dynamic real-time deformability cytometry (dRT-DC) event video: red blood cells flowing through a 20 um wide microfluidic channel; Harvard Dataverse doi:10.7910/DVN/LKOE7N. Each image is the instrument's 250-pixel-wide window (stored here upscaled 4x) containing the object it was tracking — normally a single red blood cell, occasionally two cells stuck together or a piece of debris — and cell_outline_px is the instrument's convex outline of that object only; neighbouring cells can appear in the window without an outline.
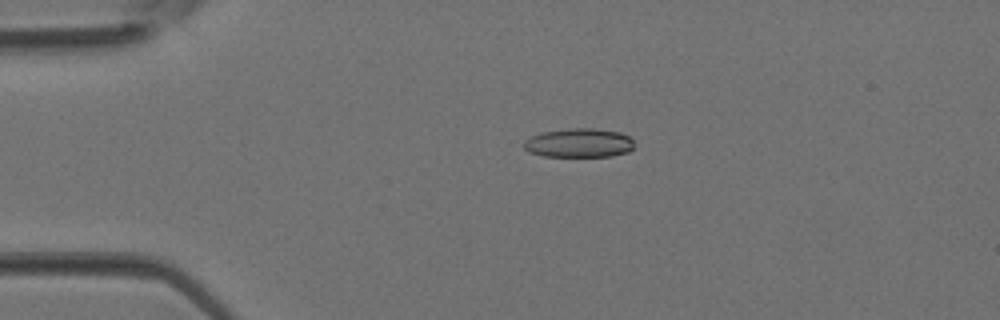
{"species": "Egyptian fruit bat (a non-hibernating species)", "species_latin": "Rousettus aegyptiacus", "temperature_condition": "room temperature", "stored_images_in_passage": 5, "camera_frame_rate_fps": 3000, "um_per_image_px": 0.085, "animal": {"sex": "female"}, "frame": {"image": 1, "passage_image": 3, "time_ms": 0.667, "image_size_px": [1000, 320], "cell_outline_px": [[632, 148], [628, 152], [612, 156], [544, 156], [528, 152], [524, 148], [524, 140], [528, 136], [540, 132], [568, 128], [592, 128], [620, 132], [628, 136], [632, 140]], "centroid_in_image_um": [49.15, 12.14], "position_along_channel_um": 35.8, "area_um2": 18.79}}
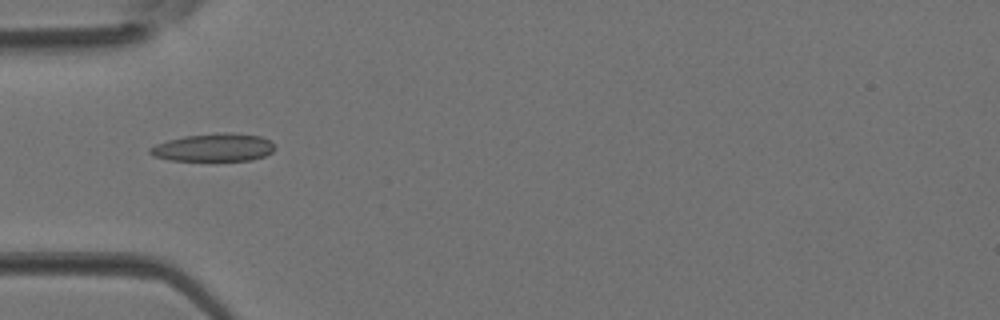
{"frame": {"image": 2, "passage_image": 4, "time_ms": 1.0, "image_size_px": [1000, 320], "cell_outline_px": [[276, 148], [272, 152], [264, 156], [252, 160], [172, 160], [156, 156], [148, 152], [148, 148], [156, 144], [168, 140], [184, 136], [220, 132], [232, 132], [260, 136], [272, 140], [276, 144]], "centroid_in_image_um": [18.23, 12.52], "position_along_channel_um": 66.8, "area_um2": 20.4}}
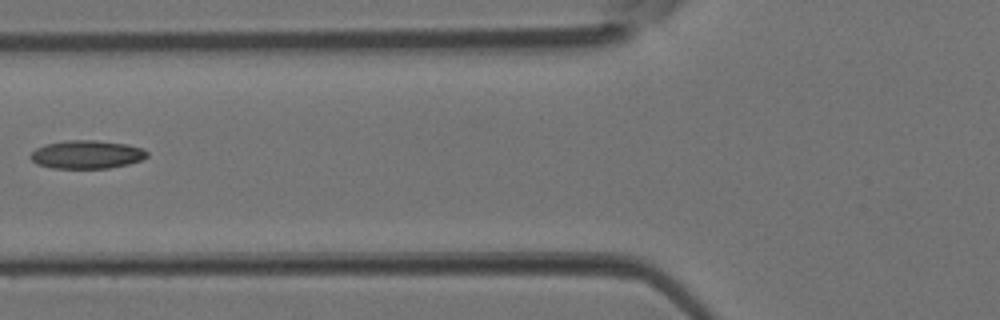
{"frame": {"image": 3, "passage_image": 5, "time_ms": 1.333, "image_size_px": [1000, 320], "cell_outline_px": [[148, 156], [140, 160], [128, 164], [108, 168], [52, 168], [36, 164], [28, 156], [36, 148], [44, 144], [68, 140], [96, 140], [128, 144], [140, 148], [148, 152]], "centroid_in_image_um": [7.34, 13.13], "position_along_channel_um": 118.5, "area_um2": 19.25}}